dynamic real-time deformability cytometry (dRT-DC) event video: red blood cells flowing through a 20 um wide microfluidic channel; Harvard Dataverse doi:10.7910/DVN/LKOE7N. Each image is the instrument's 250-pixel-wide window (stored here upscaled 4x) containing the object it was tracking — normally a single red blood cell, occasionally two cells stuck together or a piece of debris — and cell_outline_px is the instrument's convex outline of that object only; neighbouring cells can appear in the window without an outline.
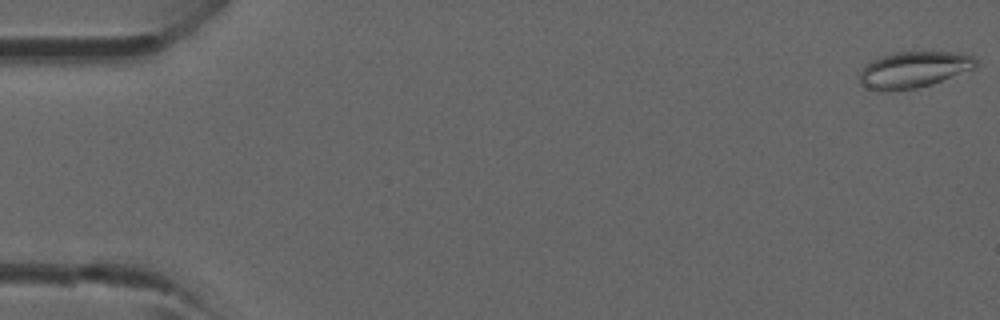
{"species": "common noctule bat (a hibernating species)", "species_latin": "Nyctalus noctula", "temperature_condition": "room temperature", "stored_images_in_passage": 4, "camera_frame_rate_fps": 3000, "um_per_image_px": 0.085, "animal": {"sex": "male", "forearm_length_mm": 52.5}, "frame": {"image": 1, "passage_image": 1, "time_ms": 0.0, "image_size_px": [1000, 320], "cell_outline_px": [[976, 68], [932, 84], [916, 88], [868, 88], [860, 84], [860, 72], [872, 60], [880, 56], [892, 52], [956, 52], [972, 56], [976, 60]], "centroid_in_image_um": [77.72, 5.88], "position_along_channel_um": 7.3, "area_um2": 23.87}}